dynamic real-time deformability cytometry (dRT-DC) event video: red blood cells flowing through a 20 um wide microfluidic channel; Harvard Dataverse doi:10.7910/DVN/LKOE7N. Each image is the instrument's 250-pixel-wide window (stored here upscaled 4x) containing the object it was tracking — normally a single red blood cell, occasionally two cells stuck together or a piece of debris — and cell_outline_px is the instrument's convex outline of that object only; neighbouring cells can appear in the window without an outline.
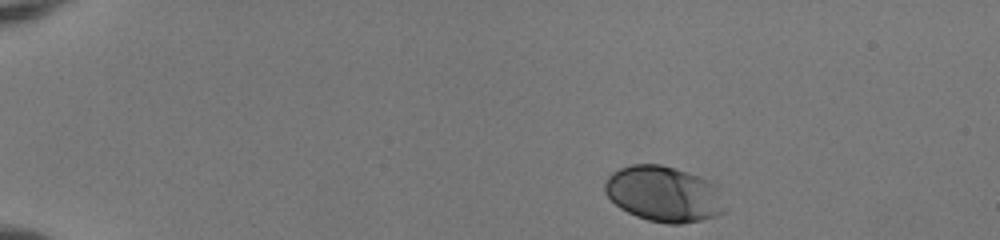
{"species": "human", "species_latin": "Homo sapiens", "temperature_condition": "room temperature", "stored_images_in_passage": 45, "camera_frame_rate_fps": 3000, "um_per_image_px": 0.085, "donor": {"sex": "female"}, "frame": {"image": 1, "passage_image": 1, "time_ms": 0.0, "image_size_px": [1000, 240], "cell_outline_px": [[724, 212], [716, 216], [700, 220], [680, 224], [668, 224], [648, 220], [636, 216], [620, 208], [604, 192], [604, 180], [612, 172], [620, 168], [632, 164], [660, 164], [676, 168], [708, 180], [716, 184], [724, 208]], "centroid_in_image_um": [56.39, 16.48], "position_along_channel_um": 28.6, "area_um2": 38.84}}
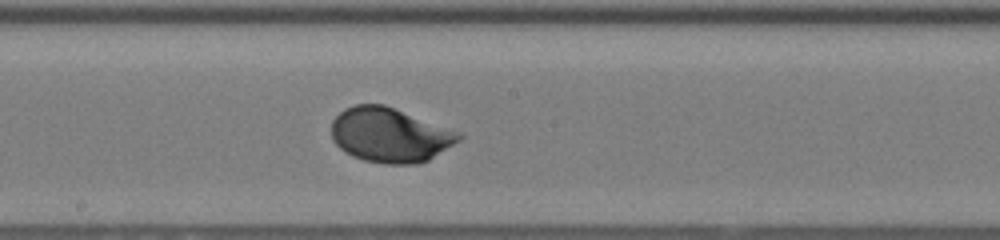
{"frame": {"image": 2, "passage_image": 23, "time_ms": 7.333, "image_size_px": [1000, 240], "cell_outline_px": [[464, 136], [460, 140], [428, 160], [416, 164], [384, 164], [364, 160], [352, 156], [344, 152], [332, 140], [332, 120], [344, 108], [356, 104], [384, 104], [460, 132]], "centroid_in_image_um": [33.12, 11.48], "position_along_channel_um": 215.1, "area_um2": 40.52}}
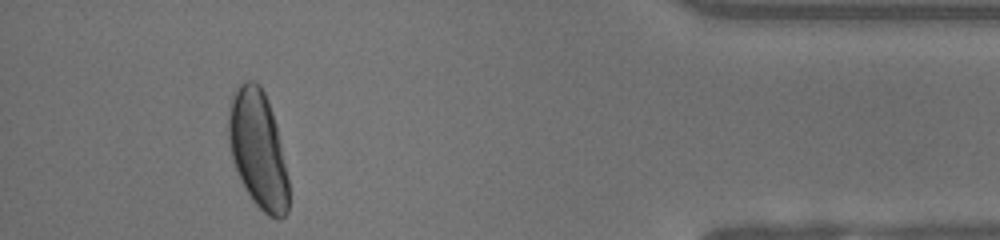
{"frame": {"image": 3, "passage_image": 41, "time_ms": 13.333, "image_size_px": [1000, 240], "cell_outline_px": [[288, 212], [280, 220], [276, 220], [268, 216], [252, 200], [240, 180], [232, 160], [228, 144], [228, 112], [232, 96], [236, 88], [244, 80], [256, 80], [260, 84], [268, 100], [276, 124], [288, 180]], "centroid_in_image_um": [21.91, 12.69], "position_along_channel_um": 413.3, "area_um2": 41.38}, "authors_computed_cell_mechanics": {"area_um2": 38.6104, "velocity_mm_per_s": 3.9869, "shape_relaxation_time_tau1_ms": 1.8314, "shape_relaxation_time_tau2_ms": null, "deformation_change_tau1": 0.1256, "deformation_change_tau2": null}}